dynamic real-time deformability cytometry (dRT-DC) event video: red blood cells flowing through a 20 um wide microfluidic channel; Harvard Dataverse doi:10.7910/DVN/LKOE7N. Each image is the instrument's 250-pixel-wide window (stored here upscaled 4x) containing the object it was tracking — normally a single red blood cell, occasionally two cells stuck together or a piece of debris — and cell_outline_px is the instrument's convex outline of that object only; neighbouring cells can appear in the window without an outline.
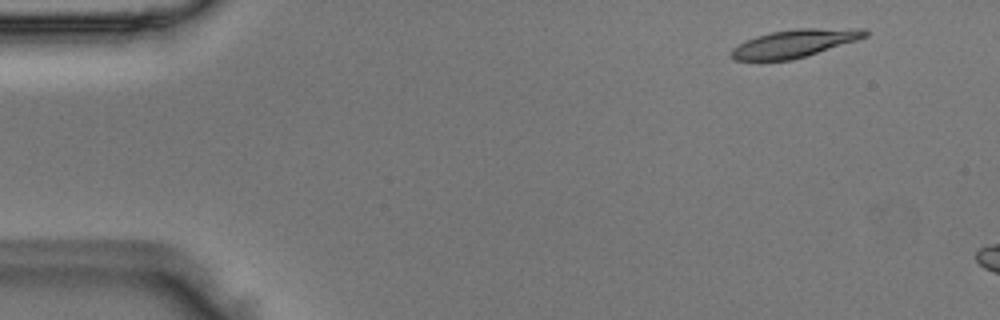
{"species": "Egyptian fruit bat (a non-hibernating species)", "species_latin": "Rousettus aegyptiacus", "temperature_condition": "room temperature", "stored_images_in_passage": 5, "segment_of_instrument_passage": [2, 2], "camera_frame_rate_fps": 3000, "um_per_image_px": 0.085, "animal": {"sex": "male"}, "frame": {"image": 1, "passage_image": 5, "time_ms": 1.333, "image_size_px": [1000, 320], "cell_outline_px": [[868, 36], [856, 40], [792, 60], [732, 60], [732, 48], [756, 36], [772, 32], [796, 28], [864, 28], [868, 32]], "centroid_in_image_um": [67.56, 3.67], "position_along_channel_um": 17.4, "area_um2": 21.39}}